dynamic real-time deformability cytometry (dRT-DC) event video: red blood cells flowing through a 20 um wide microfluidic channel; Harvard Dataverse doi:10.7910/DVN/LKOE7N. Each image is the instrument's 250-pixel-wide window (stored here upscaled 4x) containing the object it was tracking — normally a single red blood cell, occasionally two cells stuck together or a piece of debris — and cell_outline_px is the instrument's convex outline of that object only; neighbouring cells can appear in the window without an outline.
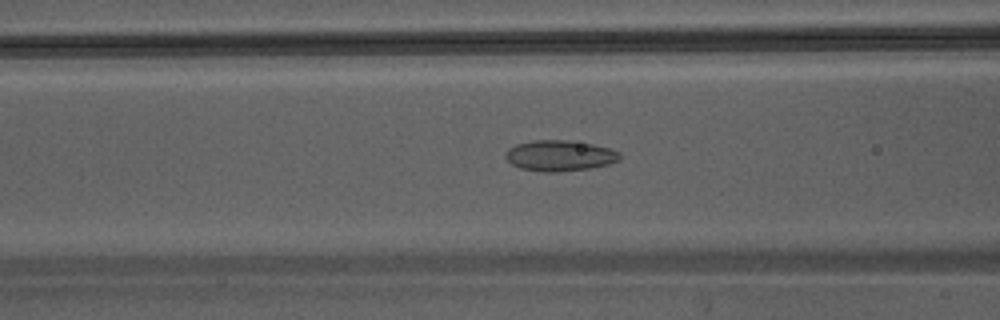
{"species": "Egyptian fruit bat (a non-hibernating species)", "species_latin": "Rousettus aegyptiacus", "temperature_condition": "warm", "stored_images_in_passage": 11, "camera_frame_rate_fps": 3000, "um_per_image_px": 0.085, "animal": {"sex": "male"}, "frame": {"image": 1, "passage_image": 7, "time_ms": 2.0, "image_size_px": [1000, 320], "cell_outline_px": [[620, 160], [608, 164], [592, 168], [556, 172], [544, 172], [520, 168], [512, 164], [504, 156], [504, 152], [508, 148], [516, 144], [532, 140], [568, 140], [592, 144], [608, 148], [620, 152]], "centroid_in_image_um": [47.55, 13.23], "position_along_channel_um": 119.0, "area_um2": 20.58}}
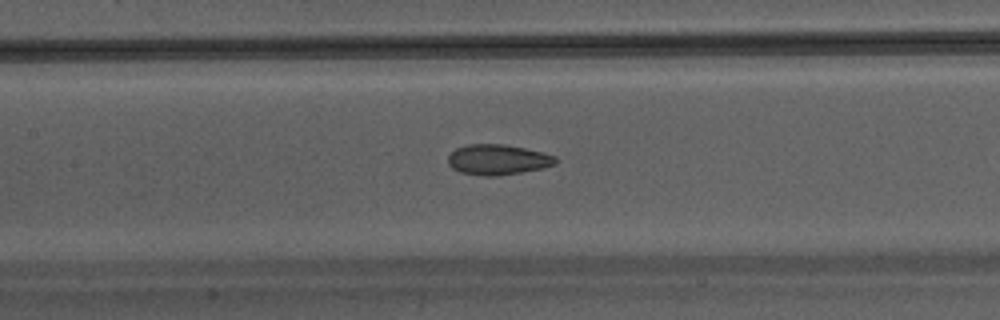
{"frame": {"image": 2, "passage_image": 10, "time_ms": 3.0, "image_size_px": [1000, 320], "cell_outline_px": [[556, 164], [544, 168], [500, 176], [484, 176], [460, 172], [452, 168], [448, 164], [448, 156], [456, 148], [468, 144], [504, 144], [524, 148], [556, 156]], "centroid_in_image_um": [42.3, 13.58], "position_along_channel_um": 165.1, "area_um2": 19.07}}